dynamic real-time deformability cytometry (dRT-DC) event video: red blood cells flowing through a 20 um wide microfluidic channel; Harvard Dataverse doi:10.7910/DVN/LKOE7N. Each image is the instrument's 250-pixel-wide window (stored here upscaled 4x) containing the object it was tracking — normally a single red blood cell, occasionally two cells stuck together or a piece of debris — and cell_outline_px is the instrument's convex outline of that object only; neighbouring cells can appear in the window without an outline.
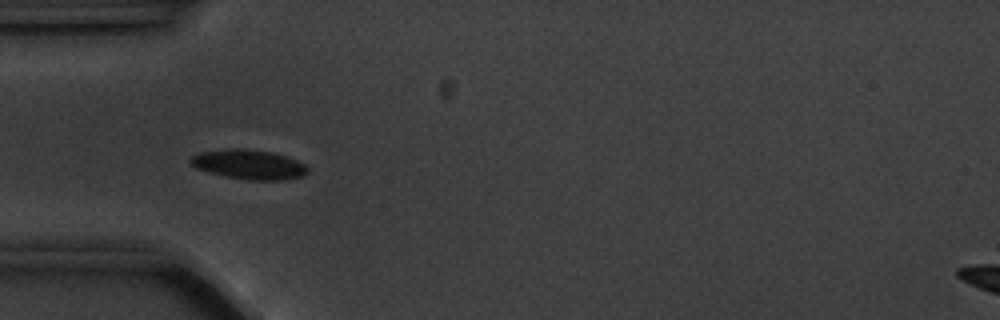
{"species": "common noctule bat (a hibernating species)", "species_latin": "Nyctalus noctula", "temperature_condition": "cold", "stored_images_in_passage": 57, "camera_frame_rate_fps": 3000, "um_per_image_px": 0.085, "animal": {"sex": "male", "body_mass_g": 20.1, "forearm_length_mm": 53.5}, "frame": {"image": 1, "passage_image": 17, "time_ms": 5.333, "image_size_px": [1000, 320], "cell_outline_px": [[308, 172], [304, 176], [284, 180], [248, 180], [224, 176], [196, 168], [188, 164], [188, 160], [192, 156], [200, 152], [232, 148], [244, 148], [272, 152], [296, 160], [304, 164], [308, 168]], "centroid_in_image_um": [21.13, 13.98], "position_along_channel_um": 63.9, "area_um2": 20.29}}
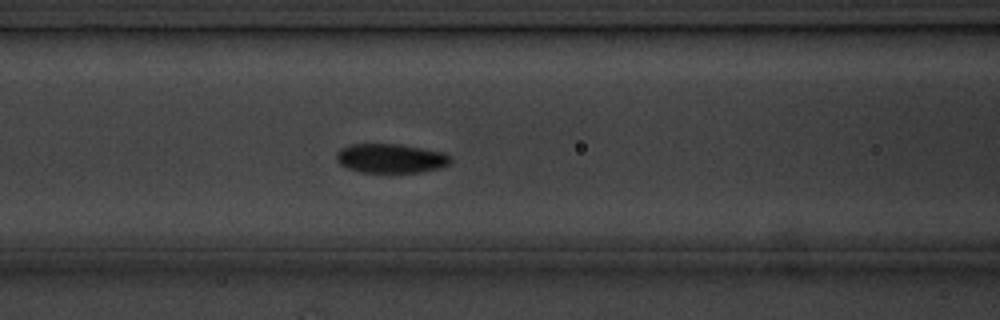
{"frame": {"image": 2, "passage_image": 23, "time_ms": 7.333, "image_size_px": [1000, 320], "cell_outline_px": [[452, 160], [448, 164], [440, 168], [420, 172], [360, 172], [348, 168], [340, 164], [336, 160], [336, 152], [340, 148], [352, 144], [400, 144], [444, 152], [452, 156]], "centroid_in_image_um": [33.22, 13.45], "position_along_channel_um": 133.4, "area_um2": 19.54}}
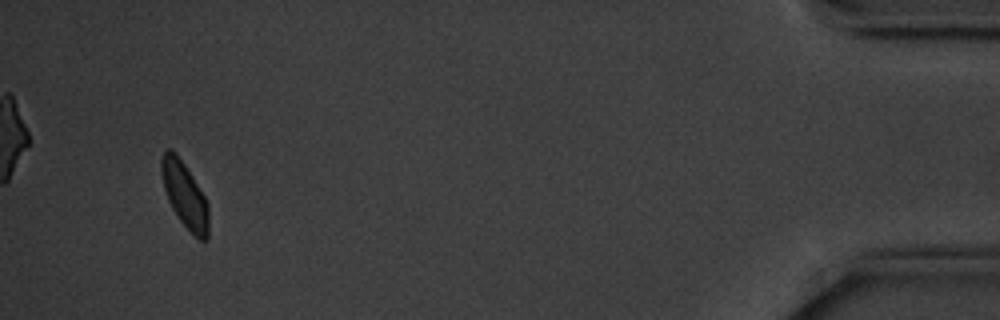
{"frame": {"image": 3, "passage_image": 54, "time_ms": 17.667, "image_size_px": [1000, 320], "cell_outline_px": [[208, 240], [200, 240], [192, 236], [180, 220], [172, 208], [168, 200], [164, 188], [160, 172], [160, 160], [164, 152], [168, 148], [184, 164], [204, 196], [208, 204]], "centroid_in_image_um": [15.7, 16.63], "position_along_channel_um": 419.5, "area_um2": 17.8}, "authors_computed_cell_mechanics": {"area_um2": 19.3052, "velocity_mm_per_s": 3.4979, "shape_relaxation_time_tau1_ms": 1.9183, "shape_relaxation_time_tau2_ms": null, "deformation_change_tau1": 0.0612, "deformation_change_tau2": null}}